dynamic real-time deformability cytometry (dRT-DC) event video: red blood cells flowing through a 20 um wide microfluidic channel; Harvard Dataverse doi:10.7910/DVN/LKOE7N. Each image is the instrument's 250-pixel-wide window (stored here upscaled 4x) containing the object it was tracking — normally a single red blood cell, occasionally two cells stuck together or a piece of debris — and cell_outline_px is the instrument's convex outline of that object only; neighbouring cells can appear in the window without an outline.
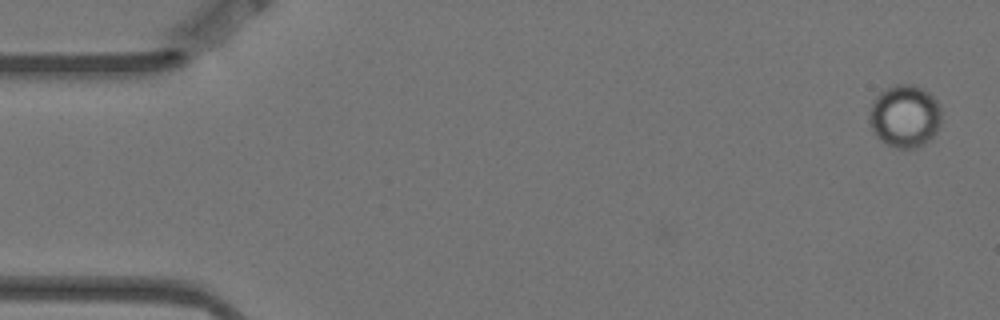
{"species": "Egyptian fruit bat (a non-hibernating species)", "species_latin": "Rousettus aegyptiacus", "temperature_condition": "warm", "stored_images_in_passage": 5, "camera_frame_rate_fps": 3000, "um_per_image_px": 0.085, "animal": {"sex": "female"}, "frame": {"image": 1, "passage_image": 1, "time_ms": 0.0, "image_size_px": [1000, 320], "cell_outline_px": [[940, 128], [924, 144], [916, 148], [896, 148], [880, 140], [872, 132], [868, 120], [868, 116], [872, 100], [884, 88], [896, 84], [912, 84], [924, 88], [940, 104]], "centroid_in_image_um": [76.88, 9.86], "position_along_channel_um": 8.1, "area_um2": 26.7}}